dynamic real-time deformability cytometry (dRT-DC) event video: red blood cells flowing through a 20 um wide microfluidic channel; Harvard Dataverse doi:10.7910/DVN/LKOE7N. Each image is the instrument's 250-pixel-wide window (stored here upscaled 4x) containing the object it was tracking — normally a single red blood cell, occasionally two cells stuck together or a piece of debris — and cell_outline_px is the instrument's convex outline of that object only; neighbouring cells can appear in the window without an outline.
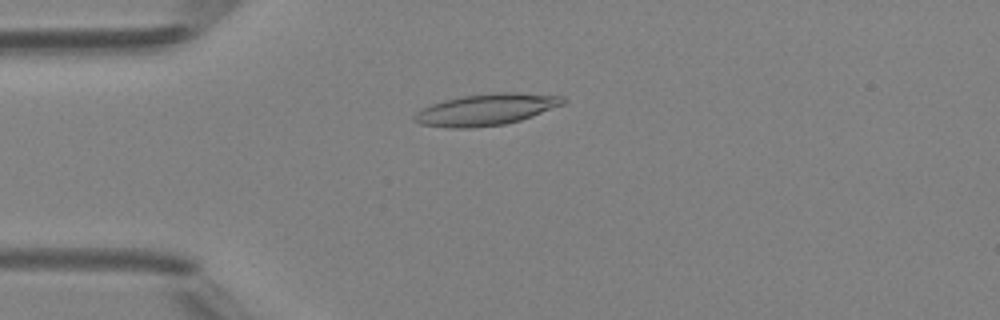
{"species": "Egyptian fruit bat (a non-hibernating species)", "species_latin": "Rousettus aegyptiacus", "temperature_condition": "room temperature", "stored_images_in_passage": 39, "camera_frame_rate_fps": 3000, "um_per_image_px": 0.085, "animal": {"sex": "female"}, "frame": {"image": 1, "passage_image": 4, "time_ms": 1.0, "image_size_px": [1000, 320], "cell_outline_px": [[568, 100], [564, 104], [532, 116], [520, 120], [504, 124], [472, 128], [448, 128], [420, 124], [412, 120], [412, 116], [416, 112], [432, 104], [444, 100], [460, 96], [496, 92], [516, 92], [564, 96]], "centroid_in_image_um": [41.33, 9.31], "position_along_channel_um": 43.7, "area_um2": 27.46}}
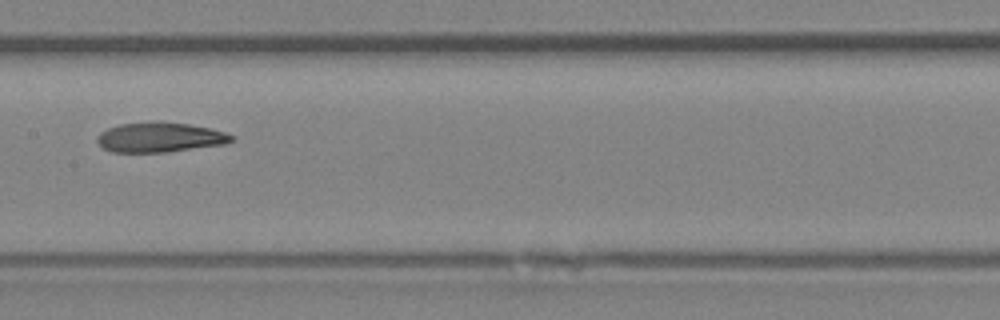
{"frame": {"image": 2, "passage_image": 16, "time_ms": 5.0, "image_size_px": [1000, 320], "cell_outline_px": [[236, 140], [224, 144], [164, 152], [112, 152], [104, 148], [96, 140], [96, 136], [100, 132], [108, 128], [120, 124], [152, 120], [160, 120], [188, 124], [208, 128], [224, 132], [236, 136]], "centroid_in_image_um": [13.58, 11.65], "position_along_channel_um": 193.8, "area_um2": 23.58}}
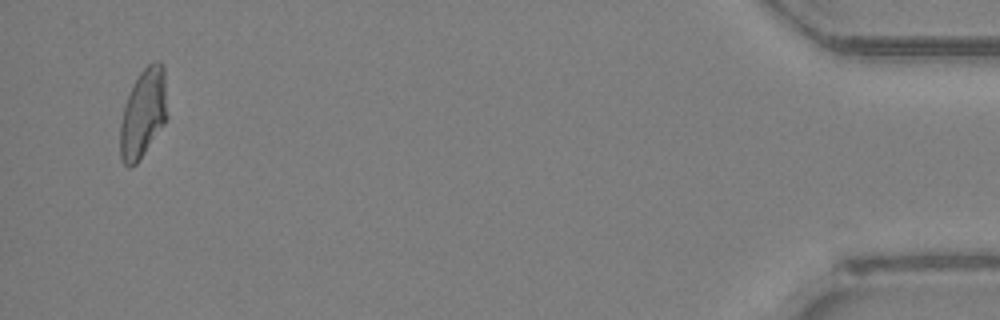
{"frame": {"image": 3, "passage_image": 38, "time_ms": 12.333, "image_size_px": [1000, 320], "cell_outline_px": [[168, 116], [164, 124], [136, 164], [128, 168], [120, 160], [120, 124], [124, 108], [132, 84], [140, 72], [148, 64], [156, 60], [160, 60], [164, 68]], "centroid_in_image_um": [12.18, 9.62], "position_along_channel_um": 423.0, "area_um2": 24.51}, "authors_computed_cell_mechanics": {"area_um2": 23.987, "velocity_mm_per_s": 4.2869, "shape_relaxation_time_tau1_ms": 10.169, "shape_relaxation_time_tau2_ms": 3.8855, "deformation_change_tau1": 0.2535, "deformation_change_tau2": 0.1086}}